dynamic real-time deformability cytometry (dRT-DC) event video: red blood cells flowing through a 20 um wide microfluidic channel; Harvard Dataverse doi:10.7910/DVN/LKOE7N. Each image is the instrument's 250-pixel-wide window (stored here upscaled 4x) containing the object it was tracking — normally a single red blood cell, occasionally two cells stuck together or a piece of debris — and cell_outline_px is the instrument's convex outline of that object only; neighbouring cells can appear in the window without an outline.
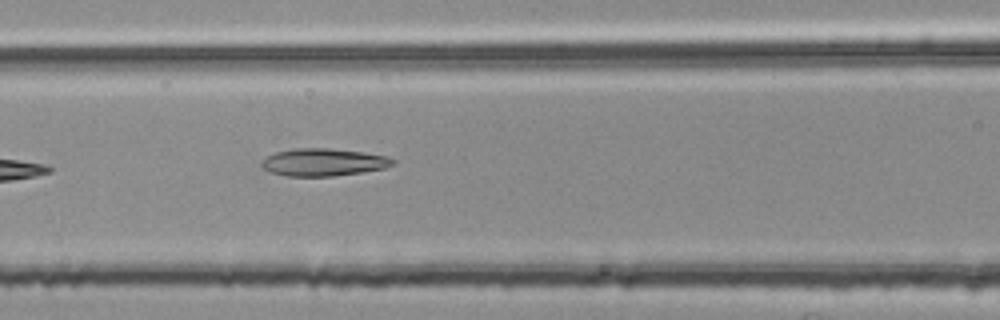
{"species": "common noctule bat (a hibernating species)", "species_latin": "Nyctalus noctula", "temperature_condition": "room temperature", "stored_images_in_passage": 3, "camera_frame_rate_fps": 3000, "um_per_image_px": 0.085, "animal": {"sex": "female", "body_mass_g": 25.1}, "frame": {"image": 1, "passage_image": 3, "time_ms": 0.667, "image_size_px": [1000, 320], "cell_outline_px": [[396, 160], [392, 164], [384, 168], [360, 172], [332, 176], [284, 176], [268, 172], [260, 164], [268, 156], [276, 152], [292, 148], [328, 148], [364, 152], [384, 156]], "centroid_in_image_um": [27.44, 13.79], "position_along_channel_um": 139.2, "area_um2": 20.87}}